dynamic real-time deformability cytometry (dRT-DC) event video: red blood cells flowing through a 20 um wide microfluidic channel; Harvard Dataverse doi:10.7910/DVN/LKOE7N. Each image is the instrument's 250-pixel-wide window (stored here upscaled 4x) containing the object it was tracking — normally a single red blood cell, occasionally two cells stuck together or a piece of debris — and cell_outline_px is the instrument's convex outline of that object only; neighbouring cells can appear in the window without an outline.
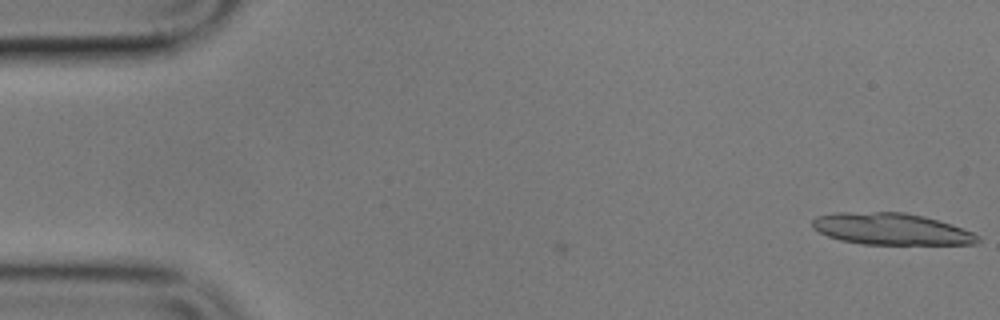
{"species": "common noctule bat (a hibernating species)", "species_latin": "Nyctalus noctula", "temperature_condition": "cold", "stored_images_in_passage": 6, "camera_frame_rate_fps": 3000, "um_per_image_px": 0.085, "animal": {"sex": "male", "body_mass_g": 17.9}, "frame": {"image": 1, "passage_image": 1, "time_ms": 0.0, "image_size_px": [1000, 320], "cell_outline_px": [[980, 240], [976, 244], [860, 244], [840, 240], [828, 236], [812, 228], [812, 220], [816, 216], [836, 212], [904, 212], [924, 216], [952, 224], [972, 232], [980, 236]], "centroid_in_image_um": [75.74, 19.46], "position_along_channel_um": 9.3, "area_um2": 30.63}}